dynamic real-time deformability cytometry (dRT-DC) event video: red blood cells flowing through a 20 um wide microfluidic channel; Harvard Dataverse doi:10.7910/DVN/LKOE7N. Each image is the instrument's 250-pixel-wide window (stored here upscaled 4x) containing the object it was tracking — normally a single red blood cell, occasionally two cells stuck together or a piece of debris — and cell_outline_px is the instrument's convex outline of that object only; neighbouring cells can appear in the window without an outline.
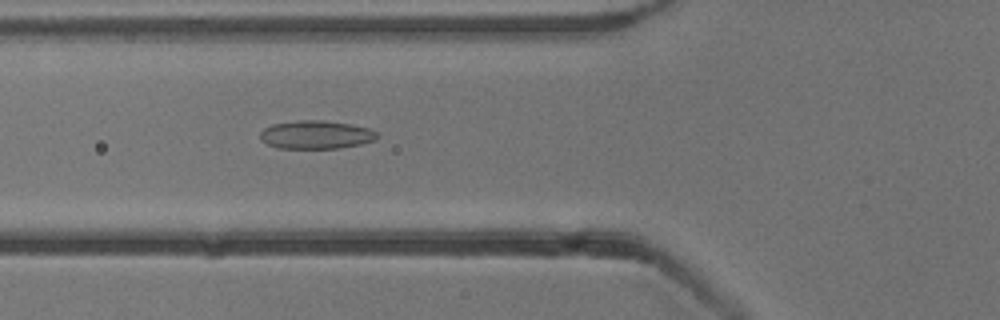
{"species": "common noctule bat (a hibernating species)", "species_latin": "Nyctalus noctula", "temperature_condition": "cold", "stored_images_in_passage": 38, "camera_frame_rate_fps": 3000, "um_per_image_px": 0.085, "animal": {"sex": "male", "body_mass_g": 13.3}, "frame": {"image": 1, "passage_image": 10, "time_ms": 3.0, "image_size_px": [1000, 320], "cell_outline_px": [[380, 136], [376, 140], [360, 144], [336, 148], [280, 148], [268, 144], [260, 136], [260, 132], [264, 128], [272, 124], [296, 120], [324, 120], [352, 124], [368, 128], [376, 132]], "centroid_in_image_um": [26.89, 11.44], "position_along_channel_um": 98.9, "area_um2": 19.25}}
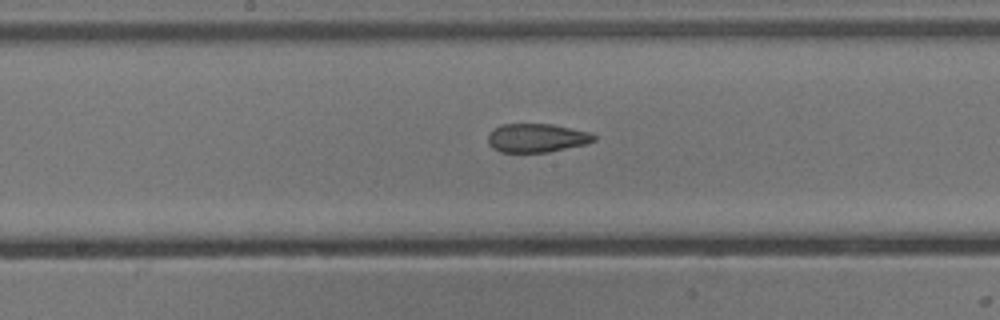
{"frame": {"image": 2, "passage_image": 18, "time_ms": 5.667, "image_size_px": [1000, 320], "cell_outline_px": [[596, 140], [584, 144], [548, 152], [500, 152], [492, 148], [488, 144], [488, 132], [492, 128], [500, 124], [552, 124], [592, 132], [596, 136]], "centroid_in_image_um": [45.59, 11.71], "position_along_channel_um": 202.6, "area_um2": 17.92}}
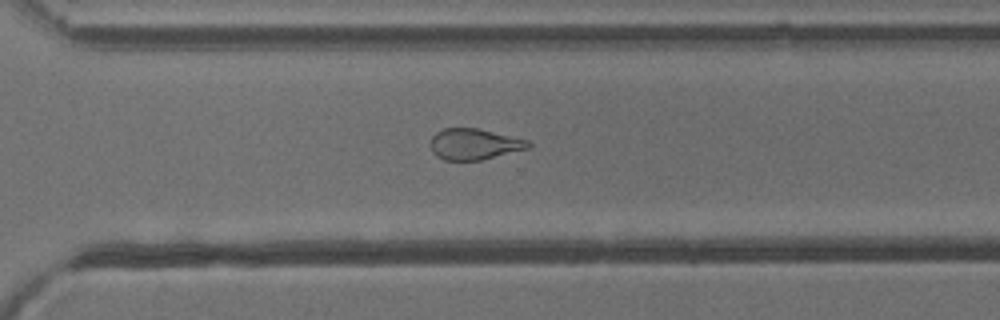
{"frame": {"image": 3, "passage_image": 28, "time_ms": 9.0, "image_size_px": [1000, 320], "cell_outline_px": [[532, 144], [528, 148], [480, 160], [444, 160], [436, 156], [432, 152], [432, 136], [436, 132], [444, 128], [476, 128], [528, 140]], "centroid_in_image_um": [40.29, 12.25], "position_along_channel_um": 330.3, "area_um2": 17.4}, "authors_computed_cell_mechanics": {"area_um2": 18.2359, "velocity_mm_per_s": 3.8572, "shape_relaxation_time_tau1_ms": null, "shape_relaxation_time_tau2_ms": 2.3613, "deformation_change_tau1": null, "deformation_change_tau2": 0.108}}